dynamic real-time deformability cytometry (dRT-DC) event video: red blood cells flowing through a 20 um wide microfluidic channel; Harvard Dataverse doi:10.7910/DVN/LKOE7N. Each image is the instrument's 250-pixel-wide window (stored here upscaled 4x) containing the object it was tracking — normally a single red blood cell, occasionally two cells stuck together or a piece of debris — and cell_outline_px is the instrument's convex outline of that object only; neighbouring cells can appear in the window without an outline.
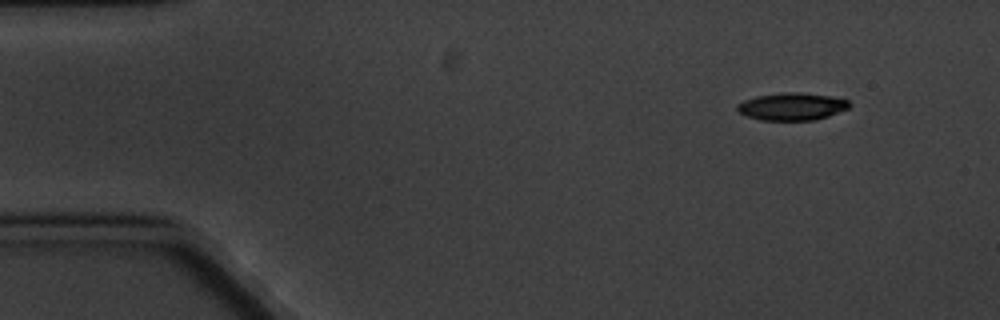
{"species": "common noctule bat (a hibernating species)", "species_latin": "Nyctalus noctula", "temperature_condition": "cold", "stored_images_in_passage": 4, "camera_frame_rate_fps": 3000, "um_per_image_px": 0.085, "animal": {"sex": "male", "body_mass_g": 20.1, "forearm_length_mm": 53.5}, "frame": {"image": 1, "passage_image": 1, "time_ms": 0.0, "image_size_px": [1000, 320], "cell_outline_px": [[852, 104], [848, 108], [828, 116], [812, 120], [760, 120], [748, 116], [740, 112], [736, 108], [736, 104], [744, 100], [756, 96], [784, 92], [800, 92], [832, 96], [848, 100]], "centroid_in_image_um": [67.32, 9.04], "position_along_channel_um": 17.7, "area_um2": 17.92}}
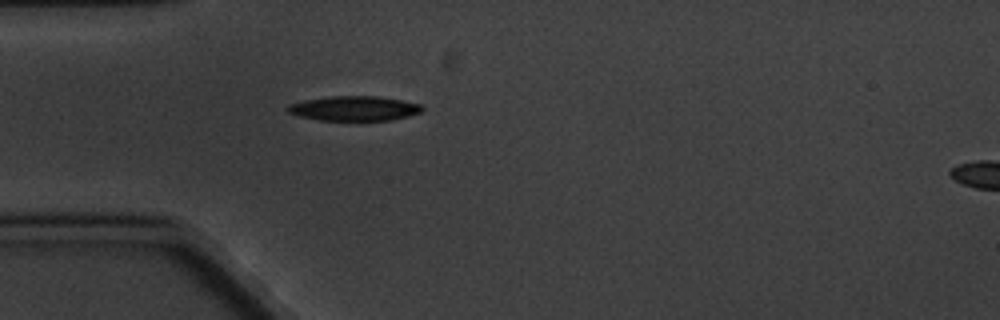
{"frame": {"image": 2, "passage_image": 4, "time_ms": 3.667, "image_size_px": [1000, 320], "cell_outline_px": [[424, 108], [420, 112], [408, 116], [392, 120], [320, 120], [300, 116], [288, 112], [284, 108], [288, 104], [304, 100], [332, 96], [376, 96], [400, 100], [420, 104]], "centroid_in_image_um": [30.08, 9.21], "position_along_channel_um": 54.9, "area_um2": 19.25}}